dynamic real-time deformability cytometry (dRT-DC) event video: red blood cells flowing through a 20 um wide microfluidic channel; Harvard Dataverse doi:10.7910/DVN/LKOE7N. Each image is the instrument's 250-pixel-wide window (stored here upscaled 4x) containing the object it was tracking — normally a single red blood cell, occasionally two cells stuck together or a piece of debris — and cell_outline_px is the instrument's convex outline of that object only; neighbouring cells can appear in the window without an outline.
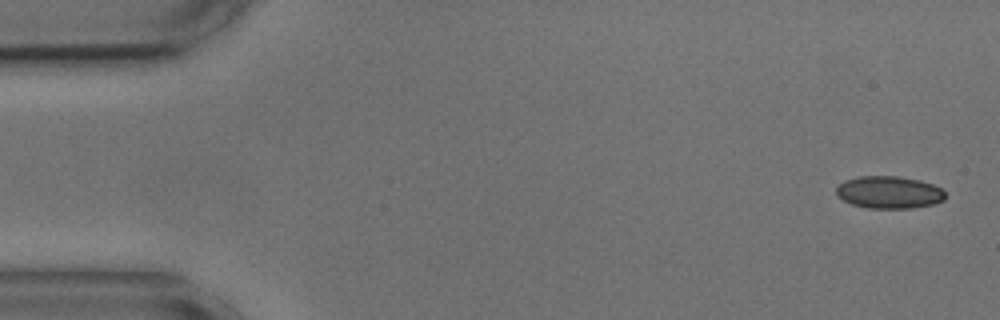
{"species": "common noctule bat (a hibernating species)", "species_latin": "Nyctalus noctula", "temperature_condition": "cold", "stored_images_in_passage": 43, "camera_frame_rate_fps": 3000, "um_per_image_px": 0.085, "animal": {"sex": "male", "body_mass_g": 17.9, "forearm_length_mm": 54.2}, "frame": {"image": 1, "passage_image": 1, "time_ms": 0.0, "image_size_px": [1000, 320], "cell_outline_px": [[944, 200], [932, 204], [912, 208], [868, 208], [852, 204], [844, 200], [836, 192], [836, 188], [844, 180], [860, 176], [900, 176], [920, 180], [932, 184], [940, 188], [944, 192]], "centroid_in_image_um": [75.57, 16.34], "position_along_channel_um": 9.4, "area_um2": 20.4}}
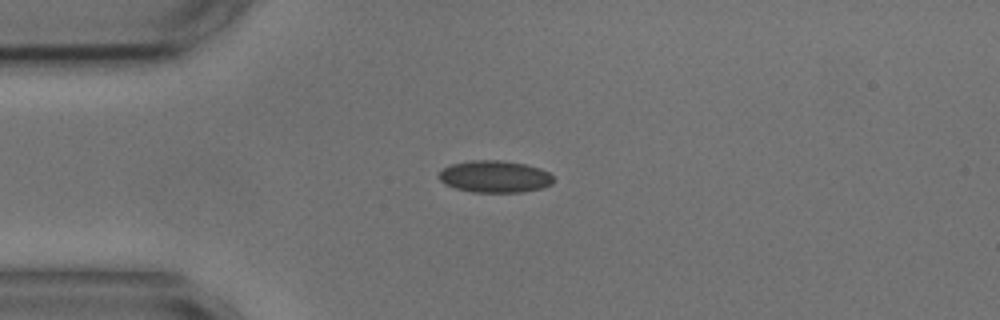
{"frame": {"image": 2, "passage_image": 12, "time_ms": 3.667, "image_size_px": [1000, 320], "cell_outline_px": [[552, 184], [544, 188], [524, 192], [472, 192], [456, 188], [444, 184], [436, 176], [444, 168], [452, 164], [468, 160], [504, 160], [524, 164], [540, 168], [548, 172], [552, 176]], "centroid_in_image_um": [42.05, 15.01], "position_along_channel_um": 43.0, "area_um2": 21.5}}
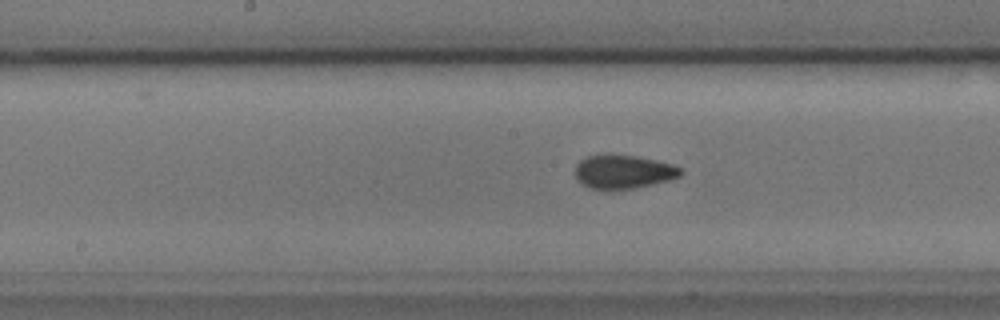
{"frame": {"image": 3, "passage_image": 26, "time_ms": 8.333, "image_size_px": [1000, 320], "cell_outline_px": [[684, 172], [680, 176], [672, 180], [612, 192], [588, 188], [576, 180], [576, 164], [580, 160], [588, 156], [608, 152], [636, 156], [656, 160], [672, 164], [684, 168]], "centroid_in_image_um": [52.98, 14.6], "position_along_channel_um": 195.2, "area_um2": 21.68}, "authors_computed_cell_mechanics": {"area_um2": 20.519, "velocity_mm_per_s": 3.6247, "shape_relaxation_time_tau1_ms": 4.0691, "shape_relaxation_time_tau2_ms": 1.4339, "deformation_change_tau1": 0.1087, "deformation_change_tau2": 0.0678}}